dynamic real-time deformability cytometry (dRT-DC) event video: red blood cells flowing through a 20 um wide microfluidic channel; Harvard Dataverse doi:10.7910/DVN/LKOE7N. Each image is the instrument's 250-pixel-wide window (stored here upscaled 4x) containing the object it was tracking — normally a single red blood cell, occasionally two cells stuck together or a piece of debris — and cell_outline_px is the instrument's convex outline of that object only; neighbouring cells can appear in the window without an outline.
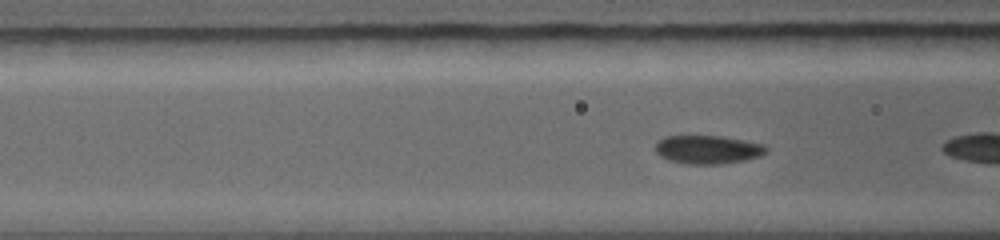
{"species": "common noctule bat (a hibernating species)", "species_latin": "Nyctalus noctula", "temperature_condition": "warm", "stored_images_in_passage": 4, "camera_frame_rate_fps": 5000, "um_per_image_px": 0.085, "animal": {"sex": "female", "body_mass_g": 19.0, "forearm_length_mm": 56.7}, "frame": {"image": 1, "passage_image": 3, "time_ms": 0.4, "image_size_px": [1000, 240], "cell_outline_px": [[768, 152], [760, 156], [744, 160], [724, 164], [688, 164], [668, 160], [660, 156], [656, 152], [656, 144], [664, 136], [724, 136], [764, 144], [768, 148]], "centroid_in_image_um": [60.2, 12.71], "position_along_channel_um": 106.4, "area_um2": 18.5}}